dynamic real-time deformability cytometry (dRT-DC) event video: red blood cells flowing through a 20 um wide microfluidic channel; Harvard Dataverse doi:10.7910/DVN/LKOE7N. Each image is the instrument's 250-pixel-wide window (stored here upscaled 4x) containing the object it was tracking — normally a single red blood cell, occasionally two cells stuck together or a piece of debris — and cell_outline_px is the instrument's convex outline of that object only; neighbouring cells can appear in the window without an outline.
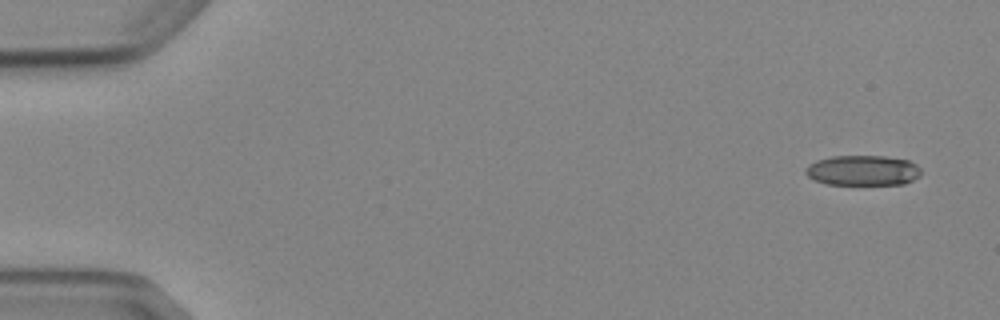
{"species": "Egyptian fruit bat (a non-hibernating species)", "species_latin": "Rousettus aegyptiacus", "temperature_condition": "cold", "stored_images_in_passage": 8, "camera_frame_rate_fps": 3000, "um_per_image_px": 0.085, "animal": {"sex": "female"}, "frame": {"image": 1, "passage_image": 1, "time_ms": 0.0, "image_size_px": [1000, 320], "cell_outline_px": [[920, 176], [904, 184], [828, 184], [816, 180], [808, 176], [804, 172], [804, 168], [808, 164], [816, 160], [832, 156], [884, 156], [908, 160], [916, 164], [920, 168]], "centroid_in_image_um": [73.32, 14.48], "position_along_channel_um": 11.7, "area_um2": 20.35}}
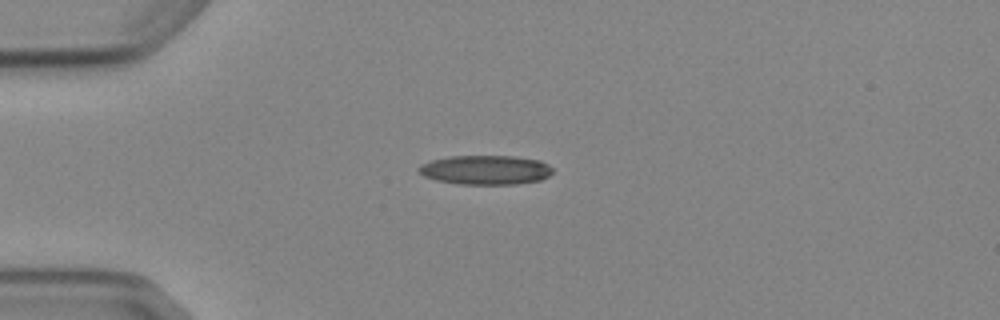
{"frame": {"image": 2, "passage_image": 4, "time_ms": 3.667, "image_size_px": [1000, 320], "cell_outline_px": [[552, 172], [548, 176], [540, 180], [516, 184], [460, 184], [436, 180], [424, 176], [416, 168], [420, 164], [432, 160], [448, 156], [512, 156], [540, 160], [548, 164], [552, 168]], "centroid_in_image_um": [41.26, 14.44], "position_along_channel_um": 43.7, "area_um2": 22.89}}
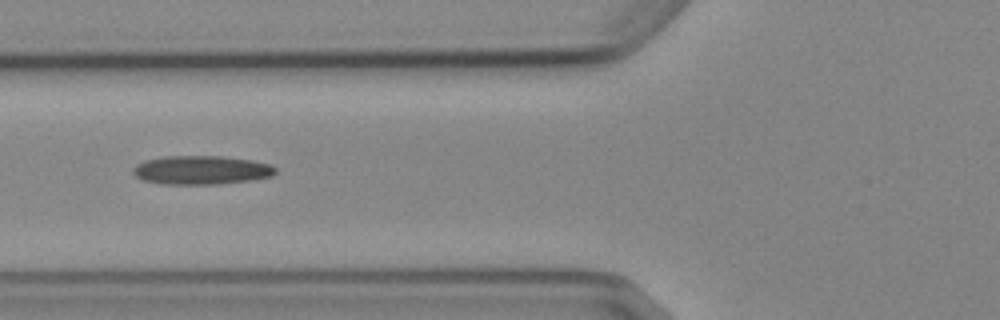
{"frame": {"image": 3, "passage_image": 6, "time_ms": 6.0, "image_size_px": [1000, 320], "cell_outline_px": [[276, 172], [272, 176], [252, 180], [216, 184], [160, 184], [144, 180], [136, 176], [132, 172], [132, 168], [136, 164], [144, 160], [164, 156], [220, 156], [252, 160], [272, 164], [276, 168]], "centroid_in_image_um": [17.11, 14.45], "position_along_channel_um": 108.7, "area_um2": 24.04}}